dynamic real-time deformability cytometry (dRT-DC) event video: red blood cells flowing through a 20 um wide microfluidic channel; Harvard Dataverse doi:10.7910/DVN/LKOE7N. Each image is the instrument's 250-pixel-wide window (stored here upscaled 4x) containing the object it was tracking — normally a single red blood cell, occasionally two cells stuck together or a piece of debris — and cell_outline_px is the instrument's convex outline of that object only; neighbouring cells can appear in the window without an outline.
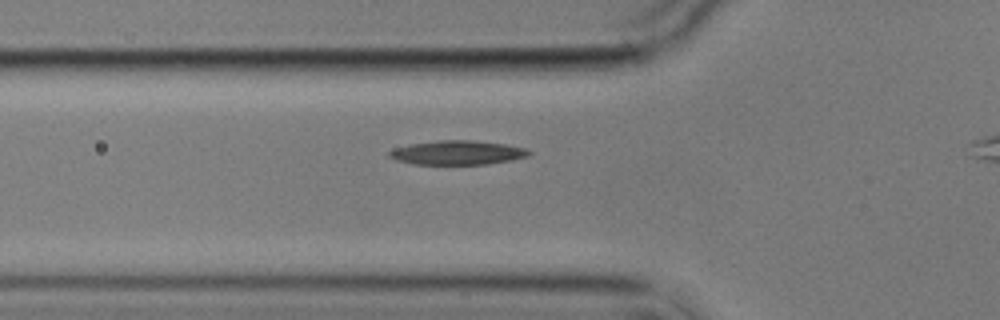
{"species": "common noctule bat (a hibernating species)", "species_latin": "Nyctalus noctula", "temperature_condition": "cold", "stored_images_in_passage": 3, "camera_frame_rate_fps": 3000, "um_per_image_px": 0.085, "animal": {"sex": "male", "body_mass_g": 17.9}, "frame": {"image": 1, "passage_image": 3, "time_ms": 2.333, "image_size_px": [1000, 320], "cell_outline_px": [[532, 152], [528, 156], [512, 160], [488, 164], [412, 164], [396, 160], [388, 156], [388, 152], [396, 148], [408, 144], [440, 140], [472, 140], [504, 144], [528, 148]], "centroid_in_image_um": [38.9, 12.97], "position_along_channel_um": 86.9, "area_um2": 19.71}}